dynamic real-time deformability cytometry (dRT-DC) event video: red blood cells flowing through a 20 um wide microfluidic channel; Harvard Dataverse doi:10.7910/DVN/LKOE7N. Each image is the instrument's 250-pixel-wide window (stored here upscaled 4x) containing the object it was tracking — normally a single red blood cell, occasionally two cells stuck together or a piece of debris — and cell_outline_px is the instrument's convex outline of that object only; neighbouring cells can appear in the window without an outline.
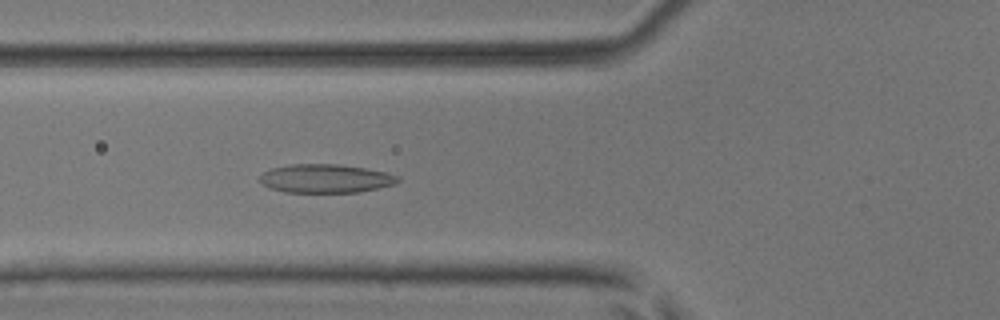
{"species": "common noctule bat (a hibernating species)", "species_latin": "Nyctalus noctula", "temperature_condition": "room temperature", "stored_images_in_passage": 11, "camera_frame_rate_fps": 3000, "um_per_image_px": 0.085, "animal": {"sex": "male", "body_mass_g": 17.9, "forearm_length_mm": 54.2}, "frame": {"image": 1, "passage_image": 9, "time_ms": 2.667, "image_size_px": [1000, 320], "cell_outline_px": [[400, 180], [396, 184], [360, 192], [284, 192], [268, 188], [260, 180], [260, 176], [264, 172], [272, 168], [292, 164], [336, 164], [364, 168], [388, 172], [400, 176]], "centroid_in_image_um": [27.72, 15.18], "position_along_channel_um": 98.1, "area_um2": 23.06}}